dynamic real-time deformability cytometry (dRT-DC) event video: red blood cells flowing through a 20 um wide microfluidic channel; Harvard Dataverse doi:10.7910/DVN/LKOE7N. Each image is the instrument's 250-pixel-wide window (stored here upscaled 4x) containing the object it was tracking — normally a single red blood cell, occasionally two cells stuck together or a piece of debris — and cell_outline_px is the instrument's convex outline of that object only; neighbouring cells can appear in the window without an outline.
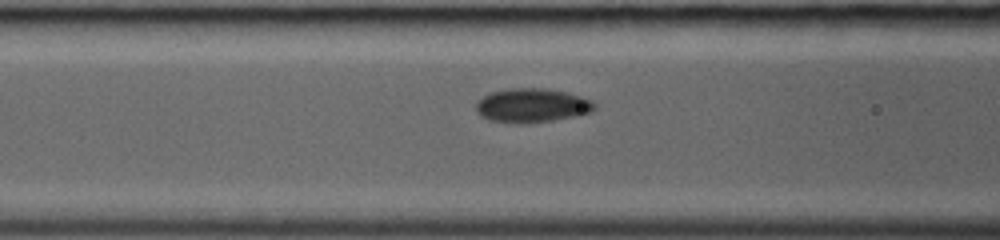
{"species": "common noctule bat (a hibernating species)", "species_latin": "Nyctalus noctula", "temperature_condition": "room temperature", "stored_images_in_passage": 13, "camera_frame_rate_fps": 3000, "um_per_image_px": 0.085, "animal": {"sex": "female", "body_mass_g": 19.0, "forearm_length_mm": 53.3}, "frame": {"image": 1, "passage_image": 11, "time_ms": 3.333, "image_size_px": [1000, 240], "cell_outline_px": [[596, 108], [592, 112], [576, 116], [552, 120], [524, 124], [520, 124], [488, 120], [480, 116], [476, 112], [476, 100], [492, 92], [508, 88], [544, 88], [564, 92], [580, 96], [592, 100], [596, 104]], "centroid_in_image_um": [45.2, 8.97], "position_along_channel_um": 121.4, "area_um2": 23.7}}